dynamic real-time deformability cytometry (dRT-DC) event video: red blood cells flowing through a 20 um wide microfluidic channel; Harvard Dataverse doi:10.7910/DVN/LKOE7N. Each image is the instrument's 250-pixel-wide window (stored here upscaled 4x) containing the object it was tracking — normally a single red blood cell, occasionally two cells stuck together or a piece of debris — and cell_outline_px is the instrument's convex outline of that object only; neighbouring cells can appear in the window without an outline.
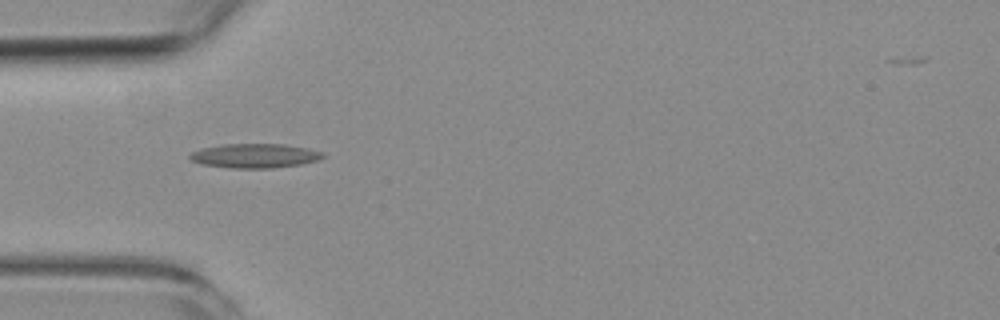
{"species": "common noctule bat (a hibernating species)", "species_latin": "Nyctalus noctula", "temperature_condition": "room temperature", "stored_images_in_passage": 3, "camera_frame_rate_fps": 3000, "um_per_image_px": 0.085, "animal": {"sex": "female", "body_mass_g": 19.3, "forearm_length_mm": 54.1}, "frame": {"image": 1, "passage_image": 2, "time_ms": 5.0, "image_size_px": [1000, 320], "cell_outline_px": [[324, 156], [320, 160], [300, 164], [272, 168], [232, 168], [200, 164], [188, 160], [188, 156], [192, 152], [204, 148], [224, 144], [284, 144], [308, 148], [324, 152]], "centroid_in_image_um": [21.66, 13.24], "position_along_channel_um": 63.3, "area_um2": 18.9}}
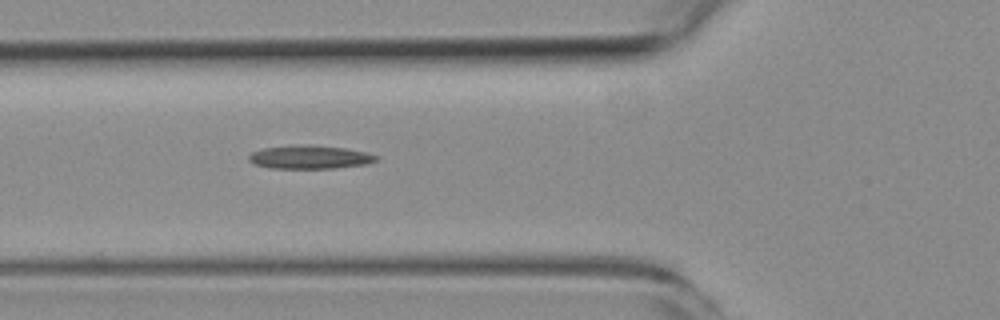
{"frame": {"image": 2, "passage_image": 3, "time_ms": 6.0, "image_size_px": [1000, 320], "cell_outline_px": [[380, 160], [368, 164], [336, 168], [272, 168], [252, 164], [248, 160], [248, 156], [252, 152], [264, 148], [344, 148], [364, 152], [380, 156]], "centroid_in_image_um": [26.39, 13.42], "position_along_channel_um": 99.4, "area_um2": 16.3}}